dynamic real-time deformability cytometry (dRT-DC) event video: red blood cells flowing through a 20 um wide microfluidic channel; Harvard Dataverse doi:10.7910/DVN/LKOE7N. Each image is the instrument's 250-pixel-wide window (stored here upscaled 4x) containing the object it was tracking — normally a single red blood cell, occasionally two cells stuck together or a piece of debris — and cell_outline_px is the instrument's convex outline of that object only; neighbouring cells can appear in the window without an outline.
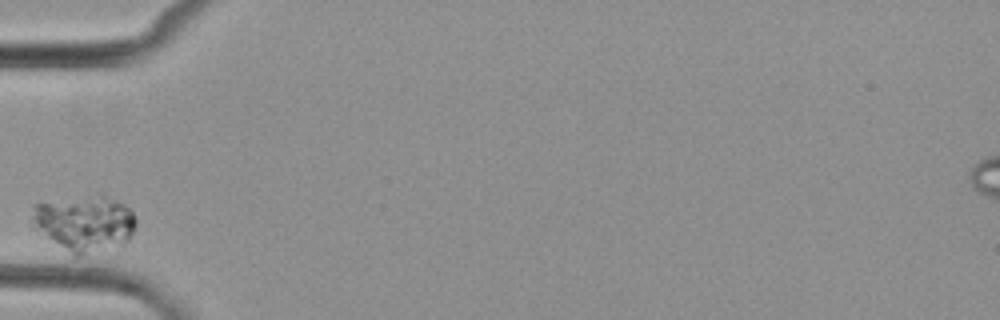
{"species": "common noctule bat (a hibernating species)", "species_latin": "Nyctalus noctula", "temperature_condition": "cold", "stored_images_in_passage": 4, "camera_frame_rate_fps": 3000, "um_per_image_px": 0.085, "animal": {"sex": "female", "body_mass_g": 29.2, "forearm_length_mm": 56.3}, "frame": {"image": 1, "passage_image": 1, "time_ms": 0.0, "image_size_px": [1000, 320], "cell_outline_px": [[136, 224], [128, 240], [124, 244], [88, 260], [72, 260], [32, 228], [32, 204], [100, 192], [116, 200], [128, 208], [132, 212], [136, 220]], "centroid_in_image_um": [7.13, 19.09], "position_along_channel_um": 77.9, "area_um2": 36.59}}
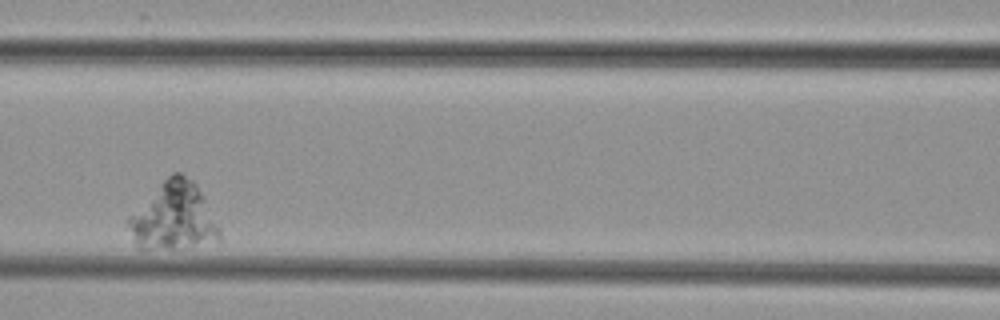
{"frame": {"image": 2, "passage_image": 3, "time_ms": 2.333, "image_size_px": [1000, 320], "cell_outline_px": [[220, 240], [172, 248], [136, 248], [124, 224], [128, 216], [172, 172], [180, 172], [192, 180], [196, 184], [204, 196], [220, 228]], "centroid_in_image_um": [14.71, 18.4], "position_along_channel_um": 151.9, "area_um2": 35.6}}
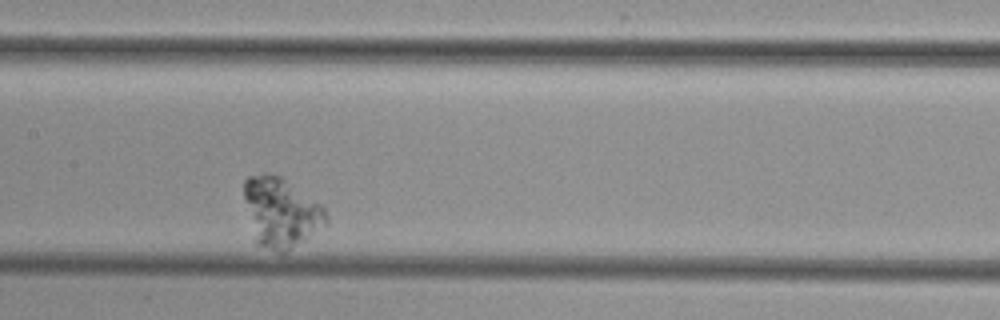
{"frame": {"image": 3, "passage_image": 4, "time_ms": 3.333, "image_size_px": [1000, 320], "cell_outline_px": [[328, 224], [304, 240], [284, 252], [280, 252], [256, 244], [252, 240], [244, 196], [244, 180], [248, 176], [264, 172], [268, 172], [284, 176], [320, 204], [324, 208], [328, 216]], "centroid_in_image_um": [23.86, 18.01], "position_along_channel_um": 183.5, "area_um2": 33.81}}